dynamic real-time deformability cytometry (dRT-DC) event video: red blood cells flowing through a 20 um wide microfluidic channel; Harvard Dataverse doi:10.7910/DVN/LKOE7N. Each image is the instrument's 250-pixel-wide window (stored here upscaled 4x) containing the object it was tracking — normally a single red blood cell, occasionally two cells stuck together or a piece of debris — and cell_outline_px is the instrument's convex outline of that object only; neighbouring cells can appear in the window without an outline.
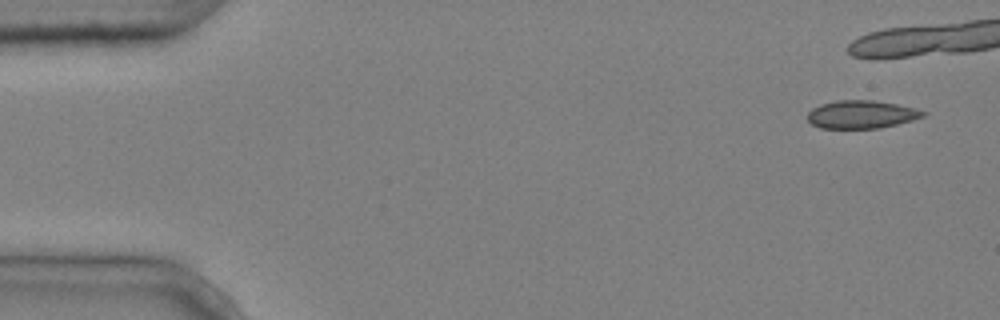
{"species": "common noctule bat (a hibernating species)", "species_latin": "Nyctalus noctula", "temperature_condition": "cold", "stored_images_in_passage": 8, "camera_frame_rate_fps": 3000, "um_per_image_px": 0.085, "animal": {"sex": "male", "body_mass_g": 20.4}, "frame": {"image": 1, "passage_image": 1, "time_ms": 0.0, "image_size_px": [1000, 320], "cell_outline_px": [[928, 112], [924, 116], [912, 120], [880, 128], [820, 128], [812, 124], [808, 120], [808, 112], [812, 108], [820, 104], [836, 100], [872, 100], [896, 104], [916, 108]], "centroid_in_image_um": [73.22, 9.72], "position_along_channel_um": 11.8, "area_um2": 18.84}}